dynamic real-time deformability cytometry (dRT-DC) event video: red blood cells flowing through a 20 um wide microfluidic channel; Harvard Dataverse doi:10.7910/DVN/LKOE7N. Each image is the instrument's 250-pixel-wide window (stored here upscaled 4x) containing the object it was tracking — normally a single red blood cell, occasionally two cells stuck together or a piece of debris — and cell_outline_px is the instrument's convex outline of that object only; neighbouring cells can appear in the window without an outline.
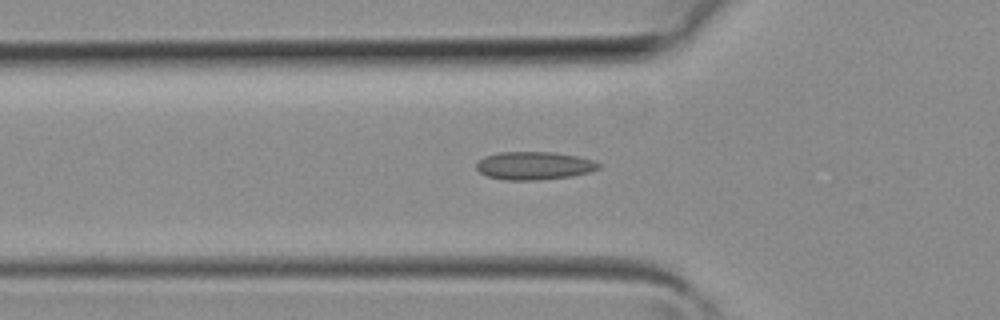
{"species": "common noctule bat (a hibernating species)", "species_latin": "Nyctalus noctula", "temperature_condition": "room temperature", "stored_images_in_passage": 35, "camera_frame_rate_fps": 3000, "um_per_image_px": 0.085, "animal": {"sex": "female", "body_mass_g": 19.3, "forearm_length_mm": 54.1}, "frame": {"image": 1, "passage_image": 12, "time_ms": 3.667, "image_size_px": [1000, 320], "cell_outline_px": [[600, 168], [588, 172], [572, 176], [536, 180], [504, 180], [488, 176], [480, 172], [476, 168], [476, 164], [484, 156], [500, 152], [552, 152], [580, 156], [596, 160], [600, 164]], "centroid_in_image_um": [45.43, 14.07], "position_along_channel_um": 80.4, "area_um2": 20.06}}
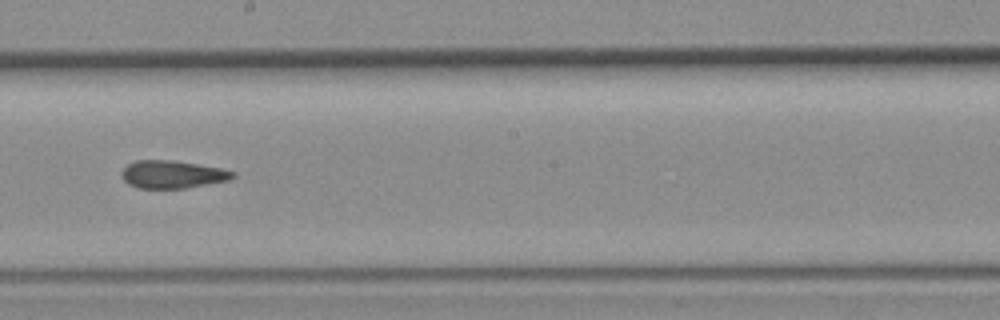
{"frame": {"image": 2, "passage_image": 21, "time_ms": 6.667, "image_size_px": [1000, 320], "cell_outline_px": [[236, 176], [228, 180], [184, 188], [136, 188], [128, 184], [120, 176], [120, 172], [128, 164], [136, 160], [172, 160], [220, 168], [236, 172]], "centroid_in_image_um": [14.61, 14.82], "position_along_channel_um": 233.6, "area_um2": 17.92}}
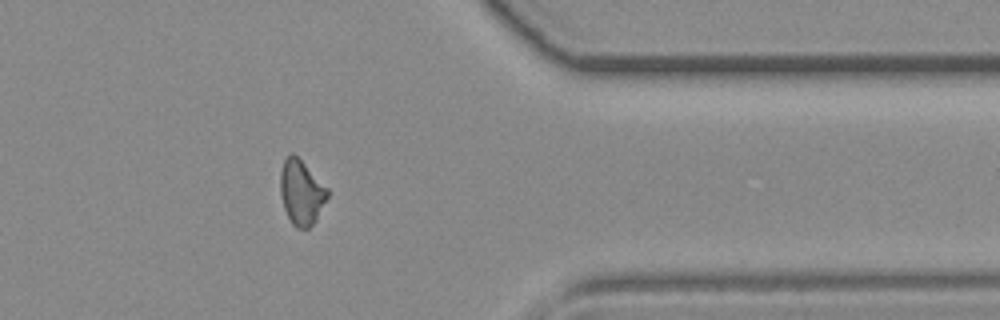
{"frame": {"image": 3, "passage_image": 31, "time_ms": 10.0, "image_size_px": [1000, 320], "cell_outline_px": [[328, 196], [316, 220], [308, 228], [296, 228], [292, 224], [284, 208], [280, 192], [280, 172], [284, 160], [292, 152], [328, 188]], "centroid_in_image_um": [25.61, 16.37], "position_along_channel_um": 385.8, "area_um2": 17.51}}